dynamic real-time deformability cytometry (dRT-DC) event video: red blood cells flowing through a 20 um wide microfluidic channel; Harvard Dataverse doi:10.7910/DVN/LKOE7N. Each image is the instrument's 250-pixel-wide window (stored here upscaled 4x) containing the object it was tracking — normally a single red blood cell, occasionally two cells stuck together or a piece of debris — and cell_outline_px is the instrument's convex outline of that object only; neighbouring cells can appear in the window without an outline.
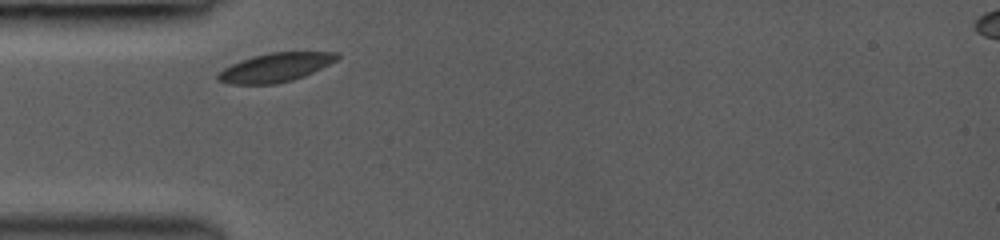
{"species": "common noctule bat (a hibernating species)", "species_latin": "Nyctalus noctula", "temperature_condition": "room temperature", "stored_images_in_passage": 4, "camera_frame_rate_fps": 3000, "um_per_image_px": 0.085, "animal": {"sex": "female", "body_mass_g": 19.0, "forearm_length_mm": 53.3}, "frame": {"image": 1, "passage_image": 1, "time_ms": 0.0, "image_size_px": [1000, 240], "cell_outline_px": [[340, 56], [336, 60], [304, 76], [292, 80], [276, 84], [228, 84], [216, 80], [216, 72], [232, 64], [252, 56], [268, 52], [340, 52]], "centroid_in_image_um": [23.36, 5.73], "position_along_channel_um": 61.6, "area_um2": 20.06}}
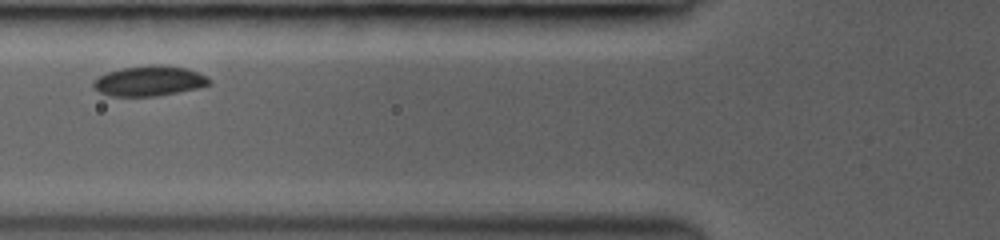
{"frame": {"image": 2, "passage_image": 2, "time_ms": 1.333, "image_size_px": [1000, 240], "cell_outline_px": [[212, 84], [196, 88], [156, 96], [112, 96], [100, 92], [92, 88], [92, 80], [108, 72], [120, 68], [152, 64], [160, 64], [184, 68], [208, 76], [212, 80]], "centroid_in_image_um": [12.67, 6.87], "position_along_channel_um": 113.1, "area_um2": 20.4}}
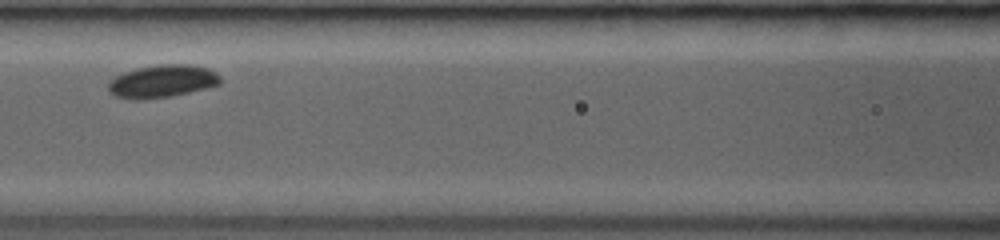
{"frame": {"image": 3, "passage_image": 3, "time_ms": 2.333, "image_size_px": [1000, 240], "cell_outline_px": [[220, 84], [188, 92], [168, 96], [140, 100], [132, 100], [116, 96], [108, 92], [108, 80], [124, 72], [136, 68], [160, 64], [188, 64], [208, 68], [216, 72], [220, 76]], "centroid_in_image_um": [13.74, 6.9], "position_along_channel_um": 152.9, "area_um2": 21.33}}